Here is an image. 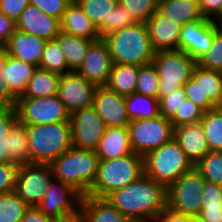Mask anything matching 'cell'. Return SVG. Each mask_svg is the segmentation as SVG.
<instances>
[{
	"mask_svg": "<svg viewBox=\"0 0 222 222\" xmlns=\"http://www.w3.org/2000/svg\"><path fill=\"white\" fill-rule=\"evenodd\" d=\"M167 188L143 174L105 199L131 222H154L166 207Z\"/></svg>",
	"mask_w": 222,
	"mask_h": 222,
	"instance_id": "obj_1",
	"label": "cell"
},
{
	"mask_svg": "<svg viewBox=\"0 0 222 222\" xmlns=\"http://www.w3.org/2000/svg\"><path fill=\"white\" fill-rule=\"evenodd\" d=\"M113 64L147 65L152 63L155 51L146 23H136L103 38Z\"/></svg>",
	"mask_w": 222,
	"mask_h": 222,
	"instance_id": "obj_2",
	"label": "cell"
},
{
	"mask_svg": "<svg viewBox=\"0 0 222 222\" xmlns=\"http://www.w3.org/2000/svg\"><path fill=\"white\" fill-rule=\"evenodd\" d=\"M100 159L95 150L69 148L49 165L53 177L72 185L83 196L95 181Z\"/></svg>",
	"mask_w": 222,
	"mask_h": 222,
	"instance_id": "obj_3",
	"label": "cell"
},
{
	"mask_svg": "<svg viewBox=\"0 0 222 222\" xmlns=\"http://www.w3.org/2000/svg\"><path fill=\"white\" fill-rule=\"evenodd\" d=\"M26 125L30 163L50 164L72 147L71 123Z\"/></svg>",
	"mask_w": 222,
	"mask_h": 222,
	"instance_id": "obj_4",
	"label": "cell"
},
{
	"mask_svg": "<svg viewBox=\"0 0 222 222\" xmlns=\"http://www.w3.org/2000/svg\"><path fill=\"white\" fill-rule=\"evenodd\" d=\"M143 174V157L134 152L115 159L100 160L95 181L87 195L105 198Z\"/></svg>",
	"mask_w": 222,
	"mask_h": 222,
	"instance_id": "obj_5",
	"label": "cell"
},
{
	"mask_svg": "<svg viewBox=\"0 0 222 222\" xmlns=\"http://www.w3.org/2000/svg\"><path fill=\"white\" fill-rule=\"evenodd\" d=\"M144 174L166 188L194 165L173 138L143 156Z\"/></svg>",
	"mask_w": 222,
	"mask_h": 222,
	"instance_id": "obj_6",
	"label": "cell"
},
{
	"mask_svg": "<svg viewBox=\"0 0 222 222\" xmlns=\"http://www.w3.org/2000/svg\"><path fill=\"white\" fill-rule=\"evenodd\" d=\"M152 63L159 74L158 98L180 89L192 77L197 62L180 50L157 51Z\"/></svg>",
	"mask_w": 222,
	"mask_h": 222,
	"instance_id": "obj_7",
	"label": "cell"
},
{
	"mask_svg": "<svg viewBox=\"0 0 222 222\" xmlns=\"http://www.w3.org/2000/svg\"><path fill=\"white\" fill-rule=\"evenodd\" d=\"M127 127L132 151L142 157L174 138V127L170 119L161 115L130 120Z\"/></svg>",
	"mask_w": 222,
	"mask_h": 222,
	"instance_id": "obj_8",
	"label": "cell"
},
{
	"mask_svg": "<svg viewBox=\"0 0 222 222\" xmlns=\"http://www.w3.org/2000/svg\"><path fill=\"white\" fill-rule=\"evenodd\" d=\"M204 182L205 179L194 166L167 187L166 207L189 217H197Z\"/></svg>",
	"mask_w": 222,
	"mask_h": 222,
	"instance_id": "obj_9",
	"label": "cell"
},
{
	"mask_svg": "<svg viewBox=\"0 0 222 222\" xmlns=\"http://www.w3.org/2000/svg\"><path fill=\"white\" fill-rule=\"evenodd\" d=\"M18 121L39 125L70 121V113L58 95L41 98H18L15 106Z\"/></svg>",
	"mask_w": 222,
	"mask_h": 222,
	"instance_id": "obj_10",
	"label": "cell"
},
{
	"mask_svg": "<svg viewBox=\"0 0 222 222\" xmlns=\"http://www.w3.org/2000/svg\"><path fill=\"white\" fill-rule=\"evenodd\" d=\"M53 179L49 164L29 163L18 170L14 192L28 205L38 206Z\"/></svg>",
	"mask_w": 222,
	"mask_h": 222,
	"instance_id": "obj_11",
	"label": "cell"
},
{
	"mask_svg": "<svg viewBox=\"0 0 222 222\" xmlns=\"http://www.w3.org/2000/svg\"><path fill=\"white\" fill-rule=\"evenodd\" d=\"M70 123L72 146L85 150H95L107 128L92 106L72 112Z\"/></svg>",
	"mask_w": 222,
	"mask_h": 222,
	"instance_id": "obj_12",
	"label": "cell"
},
{
	"mask_svg": "<svg viewBox=\"0 0 222 222\" xmlns=\"http://www.w3.org/2000/svg\"><path fill=\"white\" fill-rule=\"evenodd\" d=\"M82 197L72 185L53 177L45 191V197L37 207L50 218L80 214Z\"/></svg>",
	"mask_w": 222,
	"mask_h": 222,
	"instance_id": "obj_13",
	"label": "cell"
},
{
	"mask_svg": "<svg viewBox=\"0 0 222 222\" xmlns=\"http://www.w3.org/2000/svg\"><path fill=\"white\" fill-rule=\"evenodd\" d=\"M97 85L85 79L77 71L61 75L58 93L59 99L71 114L72 112L91 107Z\"/></svg>",
	"mask_w": 222,
	"mask_h": 222,
	"instance_id": "obj_14",
	"label": "cell"
},
{
	"mask_svg": "<svg viewBox=\"0 0 222 222\" xmlns=\"http://www.w3.org/2000/svg\"><path fill=\"white\" fill-rule=\"evenodd\" d=\"M213 40L214 20H197L182 26L178 50L187 53L197 62L207 53Z\"/></svg>",
	"mask_w": 222,
	"mask_h": 222,
	"instance_id": "obj_15",
	"label": "cell"
},
{
	"mask_svg": "<svg viewBox=\"0 0 222 222\" xmlns=\"http://www.w3.org/2000/svg\"><path fill=\"white\" fill-rule=\"evenodd\" d=\"M92 107L106 127L128 126L130 122L126 111L125 96L110 90L106 85L97 86Z\"/></svg>",
	"mask_w": 222,
	"mask_h": 222,
	"instance_id": "obj_16",
	"label": "cell"
},
{
	"mask_svg": "<svg viewBox=\"0 0 222 222\" xmlns=\"http://www.w3.org/2000/svg\"><path fill=\"white\" fill-rule=\"evenodd\" d=\"M112 59L106 42L94 41L77 72L97 86L106 85L112 69Z\"/></svg>",
	"mask_w": 222,
	"mask_h": 222,
	"instance_id": "obj_17",
	"label": "cell"
},
{
	"mask_svg": "<svg viewBox=\"0 0 222 222\" xmlns=\"http://www.w3.org/2000/svg\"><path fill=\"white\" fill-rule=\"evenodd\" d=\"M17 30L39 36L43 39H55L61 32L60 20L49 16L38 7L29 4L16 21Z\"/></svg>",
	"mask_w": 222,
	"mask_h": 222,
	"instance_id": "obj_18",
	"label": "cell"
},
{
	"mask_svg": "<svg viewBox=\"0 0 222 222\" xmlns=\"http://www.w3.org/2000/svg\"><path fill=\"white\" fill-rule=\"evenodd\" d=\"M152 48L157 51L178 50L182 25L156 10L146 22Z\"/></svg>",
	"mask_w": 222,
	"mask_h": 222,
	"instance_id": "obj_19",
	"label": "cell"
},
{
	"mask_svg": "<svg viewBox=\"0 0 222 222\" xmlns=\"http://www.w3.org/2000/svg\"><path fill=\"white\" fill-rule=\"evenodd\" d=\"M46 40L31 34L16 30L5 44V50L22 62L39 67Z\"/></svg>",
	"mask_w": 222,
	"mask_h": 222,
	"instance_id": "obj_20",
	"label": "cell"
},
{
	"mask_svg": "<svg viewBox=\"0 0 222 222\" xmlns=\"http://www.w3.org/2000/svg\"><path fill=\"white\" fill-rule=\"evenodd\" d=\"M174 139L193 165L209 152L204 130L200 123L174 128Z\"/></svg>",
	"mask_w": 222,
	"mask_h": 222,
	"instance_id": "obj_21",
	"label": "cell"
},
{
	"mask_svg": "<svg viewBox=\"0 0 222 222\" xmlns=\"http://www.w3.org/2000/svg\"><path fill=\"white\" fill-rule=\"evenodd\" d=\"M95 151L100 160L115 159L133 153L128 127H107Z\"/></svg>",
	"mask_w": 222,
	"mask_h": 222,
	"instance_id": "obj_22",
	"label": "cell"
},
{
	"mask_svg": "<svg viewBox=\"0 0 222 222\" xmlns=\"http://www.w3.org/2000/svg\"><path fill=\"white\" fill-rule=\"evenodd\" d=\"M60 23L61 31L66 34L94 41L100 39L97 27L75 0L67 6Z\"/></svg>",
	"mask_w": 222,
	"mask_h": 222,
	"instance_id": "obj_23",
	"label": "cell"
},
{
	"mask_svg": "<svg viewBox=\"0 0 222 222\" xmlns=\"http://www.w3.org/2000/svg\"><path fill=\"white\" fill-rule=\"evenodd\" d=\"M80 217L81 222H131L105 198L89 195L82 197Z\"/></svg>",
	"mask_w": 222,
	"mask_h": 222,
	"instance_id": "obj_24",
	"label": "cell"
},
{
	"mask_svg": "<svg viewBox=\"0 0 222 222\" xmlns=\"http://www.w3.org/2000/svg\"><path fill=\"white\" fill-rule=\"evenodd\" d=\"M157 10L182 26L205 19L199 8V0H161Z\"/></svg>",
	"mask_w": 222,
	"mask_h": 222,
	"instance_id": "obj_25",
	"label": "cell"
},
{
	"mask_svg": "<svg viewBox=\"0 0 222 222\" xmlns=\"http://www.w3.org/2000/svg\"><path fill=\"white\" fill-rule=\"evenodd\" d=\"M37 66L22 62L7 54V63L3 67L1 76L6 85L19 97L26 91L29 80L32 78Z\"/></svg>",
	"mask_w": 222,
	"mask_h": 222,
	"instance_id": "obj_26",
	"label": "cell"
},
{
	"mask_svg": "<svg viewBox=\"0 0 222 222\" xmlns=\"http://www.w3.org/2000/svg\"><path fill=\"white\" fill-rule=\"evenodd\" d=\"M59 47L71 71H77L82 65L87 52L94 40L80 38L60 32L56 37Z\"/></svg>",
	"mask_w": 222,
	"mask_h": 222,
	"instance_id": "obj_27",
	"label": "cell"
},
{
	"mask_svg": "<svg viewBox=\"0 0 222 222\" xmlns=\"http://www.w3.org/2000/svg\"><path fill=\"white\" fill-rule=\"evenodd\" d=\"M9 160L19 166L30 163L28 135L26 125L17 121L5 138Z\"/></svg>",
	"mask_w": 222,
	"mask_h": 222,
	"instance_id": "obj_28",
	"label": "cell"
},
{
	"mask_svg": "<svg viewBox=\"0 0 222 222\" xmlns=\"http://www.w3.org/2000/svg\"><path fill=\"white\" fill-rule=\"evenodd\" d=\"M139 66L129 64H113L106 86L121 95L136 92Z\"/></svg>",
	"mask_w": 222,
	"mask_h": 222,
	"instance_id": "obj_29",
	"label": "cell"
},
{
	"mask_svg": "<svg viewBox=\"0 0 222 222\" xmlns=\"http://www.w3.org/2000/svg\"><path fill=\"white\" fill-rule=\"evenodd\" d=\"M61 75L37 67L29 80L26 91L18 98H41L57 95Z\"/></svg>",
	"mask_w": 222,
	"mask_h": 222,
	"instance_id": "obj_30",
	"label": "cell"
},
{
	"mask_svg": "<svg viewBox=\"0 0 222 222\" xmlns=\"http://www.w3.org/2000/svg\"><path fill=\"white\" fill-rule=\"evenodd\" d=\"M192 78L196 82H200L203 100H211L217 107H222L221 71L206 69L196 64Z\"/></svg>",
	"mask_w": 222,
	"mask_h": 222,
	"instance_id": "obj_31",
	"label": "cell"
},
{
	"mask_svg": "<svg viewBox=\"0 0 222 222\" xmlns=\"http://www.w3.org/2000/svg\"><path fill=\"white\" fill-rule=\"evenodd\" d=\"M125 102L129 120L148 119L160 115L158 98L135 92L126 95Z\"/></svg>",
	"mask_w": 222,
	"mask_h": 222,
	"instance_id": "obj_32",
	"label": "cell"
},
{
	"mask_svg": "<svg viewBox=\"0 0 222 222\" xmlns=\"http://www.w3.org/2000/svg\"><path fill=\"white\" fill-rule=\"evenodd\" d=\"M200 124L209 151H222V107L204 112Z\"/></svg>",
	"mask_w": 222,
	"mask_h": 222,
	"instance_id": "obj_33",
	"label": "cell"
},
{
	"mask_svg": "<svg viewBox=\"0 0 222 222\" xmlns=\"http://www.w3.org/2000/svg\"><path fill=\"white\" fill-rule=\"evenodd\" d=\"M39 68L59 75L71 72L56 38L46 41Z\"/></svg>",
	"mask_w": 222,
	"mask_h": 222,
	"instance_id": "obj_34",
	"label": "cell"
},
{
	"mask_svg": "<svg viewBox=\"0 0 222 222\" xmlns=\"http://www.w3.org/2000/svg\"><path fill=\"white\" fill-rule=\"evenodd\" d=\"M194 166L205 181L222 186V151L207 152Z\"/></svg>",
	"mask_w": 222,
	"mask_h": 222,
	"instance_id": "obj_35",
	"label": "cell"
},
{
	"mask_svg": "<svg viewBox=\"0 0 222 222\" xmlns=\"http://www.w3.org/2000/svg\"><path fill=\"white\" fill-rule=\"evenodd\" d=\"M86 16L98 28L104 21H108L111 11L118 4V0H75Z\"/></svg>",
	"mask_w": 222,
	"mask_h": 222,
	"instance_id": "obj_36",
	"label": "cell"
},
{
	"mask_svg": "<svg viewBox=\"0 0 222 222\" xmlns=\"http://www.w3.org/2000/svg\"><path fill=\"white\" fill-rule=\"evenodd\" d=\"M28 207L15 192L0 194V222H20Z\"/></svg>",
	"mask_w": 222,
	"mask_h": 222,
	"instance_id": "obj_37",
	"label": "cell"
},
{
	"mask_svg": "<svg viewBox=\"0 0 222 222\" xmlns=\"http://www.w3.org/2000/svg\"><path fill=\"white\" fill-rule=\"evenodd\" d=\"M138 23L130 12H127L126 8L120 3L111 11L108 17V21H104L98 28L100 38L114 33L122 28L131 26Z\"/></svg>",
	"mask_w": 222,
	"mask_h": 222,
	"instance_id": "obj_38",
	"label": "cell"
},
{
	"mask_svg": "<svg viewBox=\"0 0 222 222\" xmlns=\"http://www.w3.org/2000/svg\"><path fill=\"white\" fill-rule=\"evenodd\" d=\"M197 64L203 68L222 72V25L214 20V40L207 53Z\"/></svg>",
	"mask_w": 222,
	"mask_h": 222,
	"instance_id": "obj_39",
	"label": "cell"
},
{
	"mask_svg": "<svg viewBox=\"0 0 222 222\" xmlns=\"http://www.w3.org/2000/svg\"><path fill=\"white\" fill-rule=\"evenodd\" d=\"M159 74L153 63L139 66L136 92L158 98Z\"/></svg>",
	"mask_w": 222,
	"mask_h": 222,
	"instance_id": "obj_40",
	"label": "cell"
},
{
	"mask_svg": "<svg viewBox=\"0 0 222 222\" xmlns=\"http://www.w3.org/2000/svg\"><path fill=\"white\" fill-rule=\"evenodd\" d=\"M204 112L205 111L202 108L195 105L190 99L186 98L170 121L174 128L200 123Z\"/></svg>",
	"mask_w": 222,
	"mask_h": 222,
	"instance_id": "obj_41",
	"label": "cell"
},
{
	"mask_svg": "<svg viewBox=\"0 0 222 222\" xmlns=\"http://www.w3.org/2000/svg\"><path fill=\"white\" fill-rule=\"evenodd\" d=\"M118 3L140 23H146L158 7L156 0H118Z\"/></svg>",
	"mask_w": 222,
	"mask_h": 222,
	"instance_id": "obj_42",
	"label": "cell"
},
{
	"mask_svg": "<svg viewBox=\"0 0 222 222\" xmlns=\"http://www.w3.org/2000/svg\"><path fill=\"white\" fill-rule=\"evenodd\" d=\"M186 94L184 88H180L170 95L163 96L159 99V113L161 116L171 119L182 103L186 100Z\"/></svg>",
	"mask_w": 222,
	"mask_h": 222,
	"instance_id": "obj_43",
	"label": "cell"
},
{
	"mask_svg": "<svg viewBox=\"0 0 222 222\" xmlns=\"http://www.w3.org/2000/svg\"><path fill=\"white\" fill-rule=\"evenodd\" d=\"M186 97L205 112L217 108L211 100H203V92L200 82H196L192 77L183 85Z\"/></svg>",
	"mask_w": 222,
	"mask_h": 222,
	"instance_id": "obj_44",
	"label": "cell"
},
{
	"mask_svg": "<svg viewBox=\"0 0 222 222\" xmlns=\"http://www.w3.org/2000/svg\"><path fill=\"white\" fill-rule=\"evenodd\" d=\"M19 167L12 162L0 164V194L14 192Z\"/></svg>",
	"mask_w": 222,
	"mask_h": 222,
	"instance_id": "obj_45",
	"label": "cell"
},
{
	"mask_svg": "<svg viewBox=\"0 0 222 222\" xmlns=\"http://www.w3.org/2000/svg\"><path fill=\"white\" fill-rule=\"evenodd\" d=\"M201 200V208L222 207V186L205 181Z\"/></svg>",
	"mask_w": 222,
	"mask_h": 222,
	"instance_id": "obj_46",
	"label": "cell"
},
{
	"mask_svg": "<svg viewBox=\"0 0 222 222\" xmlns=\"http://www.w3.org/2000/svg\"><path fill=\"white\" fill-rule=\"evenodd\" d=\"M72 0H30V4L61 21L67 6Z\"/></svg>",
	"mask_w": 222,
	"mask_h": 222,
	"instance_id": "obj_47",
	"label": "cell"
},
{
	"mask_svg": "<svg viewBox=\"0 0 222 222\" xmlns=\"http://www.w3.org/2000/svg\"><path fill=\"white\" fill-rule=\"evenodd\" d=\"M17 121L15 107H0V141L8 136L10 129Z\"/></svg>",
	"mask_w": 222,
	"mask_h": 222,
	"instance_id": "obj_48",
	"label": "cell"
},
{
	"mask_svg": "<svg viewBox=\"0 0 222 222\" xmlns=\"http://www.w3.org/2000/svg\"><path fill=\"white\" fill-rule=\"evenodd\" d=\"M30 4V0H0V8L3 14L13 19H19L22 11Z\"/></svg>",
	"mask_w": 222,
	"mask_h": 222,
	"instance_id": "obj_49",
	"label": "cell"
},
{
	"mask_svg": "<svg viewBox=\"0 0 222 222\" xmlns=\"http://www.w3.org/2000/svg\"><path fill=\"white\" fill-rule=\"evenodd\" d=\"M199 8L204 18L217 20L222 15V0H199Z\"/></svg>",
	"mask_w": 222,
	"mask_h": 222,
	"instance_id": "obj_50",
	"label": "cell"
},
{
	"mask_svg": "<svg viewBox=\"0 0 222 222\" xmlns=\"http://www.w3.org/2000/svg\"><path fill=\"white\" fill-rule=\"evenodd\" d=\"M154 222H199V220L165 207Z\"/></svg>",
	"mask_w": 222,
	"mask_h": 222,
	"instance_id": "obj_51",
	"label": "cell"
},
{
	"mask_svg": "<svg viewBox=\"0 0 222 222\" xmlns=\"http://www.w3.org/2000/svg\"><path fill=\"white\" fill-rule=\"evenodd\" d=\"M18 96L6 85L5 79L0 75V107H15Z\"/></svg>",
	"mask_w": 222,
	"mask_h": 222,
	"instance_id": "obj_52",
	"label": "cell"
},
{
	"mask_svg": "<svg viewBox=\"0 0 222 222\" xmlns=\"http://www.w3.org/2000/svg\"><path fill=\"white\" fill-rule=\"evenodd\" d=\"M17 30L16 22L5 14H0V42L4 45Z\"/></svg>",
	"mask_w": 222,
	"mask_h": 222,
	"instance_id": "obj_53",
	"label": "cell"
},
{
	"mask_svg": "<svg viewBox=\"0 0 222 222\" xmlns=\"http://www.w3.org/2000/svg\"><path fill=\"white\" fill-rule=\"evenodd\" d=\"M199 222H222V207L200 208Z\"/></svg>",
	"mask_w": 222,
	"mask_h": 222,
	"instance_id": "obj_54",
	"label": "cell"
},
{
	"mask_svg": "<svg viewBox=\"0 0 222 222\" xmlns=\"http://www.w3.org/2000/svg\"><path fill=\"white\" fill-rule=\"evenodd\" d=\"M49 218L37 206H29L20 222H48Z\"/></svg>",
	"mask_w": 222,
	"mask_h": 222,
	"instance_id": "obj_55",
	"label": "cell"
},
{
	"mask_svg": "<svg viewBox=\"0 0 222 222\" xmlns=\"http://www.w3.org/2000/svg\"><path fill=\"white\" fill-rule=\"evenodd\" d=\"M48 222H81L80 214H69L61 217H52Z\"/></svg>",
	"mask_w": 222,
	"mask_h": 222,
	"instance_id": "obj_56",
	"label": "cell"
},
{
	"mask_svg": "<svg viewBox=\"0 0 222 222\" xmlns=\"http://www.w3.org/2000/svg\"><path fill=\"white\" fill-rule=\"evenodd\" d=\"M6 63H7V51L4 50L0 54V75H1L3 67L6 66Z\"/></svg>",
	"mask_w": 222,
	"mask_h": 222,
	"instance_id": "obj_57",
	"label": "cell"
},
{
	"mask_svg": "<svg viewBox=\"0 0 222 222\" xmlns=\"http://www.w3.org/2000/svg\"><path fill=\"white\" fill-rule=\"evenodd\" d=\"M9 156H8V152H4L3 150H0V164L3 163H9Z\"/></svg>",
	"mask_w": 222,
	"mask_h": 222,
	"instance_id": "obj_58",
	"label": "cell"
},
{
	"mask_svg": "<svg viewBox=\"0 0 222 222\" xmlns=\"http://www.w3.org/2000/svg\"><path fill=\"white\" fill-rule=\"evenodd\" d=\"M0 150H3L4 152H7L6 151V145H5V138L0 141Z\"/></svg>",
	"mask_w": 222,
	"mask_h": 222,
	"instance_id": "obj_59",
	"label": "cell"
},
{
	"mask_svg": "<svg viewBox=\"0 0 222 222\" xmlns=\"http://www.w3.org/2000/svg\"><path fill=\"white\" fill-rule=\"evenodd\" d=\"M5 50V45L0 42V54Z\"/></svg>",
	"mask_w": 222,
	"mask_h": 222,
	"instance_id": "obj_60",
	"label": "cell"
},
{
	"mask_svg": "<svg viewBox=\"0 0 222 222\" xmlns=\"http://www.w3.org/2000/svg\"><path fill=\"white\" fill-rule=\"evenodd\" d=\"M216 21L222 25V15Z\"/></svg>",
	"mask_w": 222,
	"mask_h": 222,
	"instance_id": "obj_61",
	"label": "cell"
}]
</instances>
